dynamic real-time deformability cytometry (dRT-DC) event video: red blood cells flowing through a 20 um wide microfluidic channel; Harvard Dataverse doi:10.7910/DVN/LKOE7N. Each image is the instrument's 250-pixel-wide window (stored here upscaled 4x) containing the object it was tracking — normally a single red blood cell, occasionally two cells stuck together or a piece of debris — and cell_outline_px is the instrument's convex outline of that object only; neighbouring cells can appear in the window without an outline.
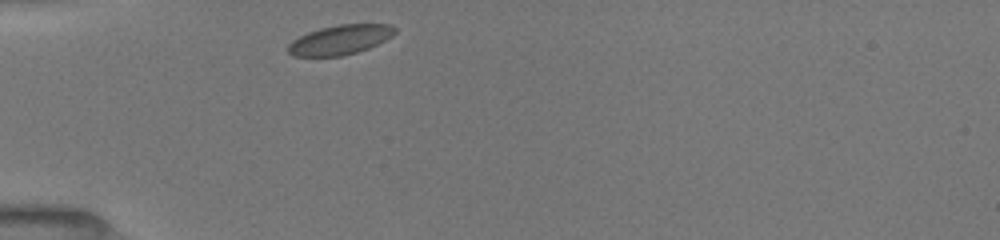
{"species": "common noctule bat (a hibernating species)", "species_latin": "Nyctalus noctula", "temperature_condition": "room temperature", "stored_images_in_passage": 37, "camera_frame_rate_fps": 3000, "um_per_image_px": 0.085, "animal": {"sex": "female", "body_mass_g": 19.5, "forearm_length_mm": 54.1}, "frame": {"image": 1, "passage_image": 1, "time_ms": 0.0, "image_size_px": [1000, 240], "cell_outline_px": [[396, 32], [392, 36], [368, 48], [356, 52], [340, 56], [292, 56], [288, 52], [288, 44], [292, 40], [308, 32], [320, 28], [340, 24], [392, 24], [396, 28]], "centroid_in_image_um": [28.9, 3.37], "position_along_channel_um": 56.1, "area_um2": 18.32}}
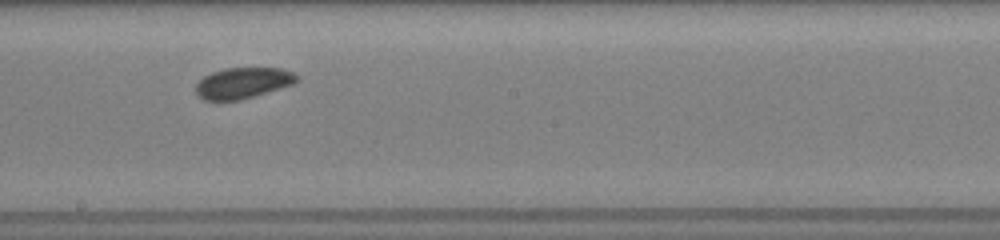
{"frame": {"image": 2, "passage_image": 15, "time_ms": 4.667, "image_size_px": [1000, 240], "cell_outline_px": [[300, 80], [292, 84], [280, 88], [240, 100], [204, 100], [196, 92], [196, 84], [204, 76], [212, 72], [224, 68], [280, 68], [292, 72], [300, 76]], "centroid_in_image_um": [20.67, 7.04], "position_along_channel_um": 227.5, "area_um2": 18.09}}
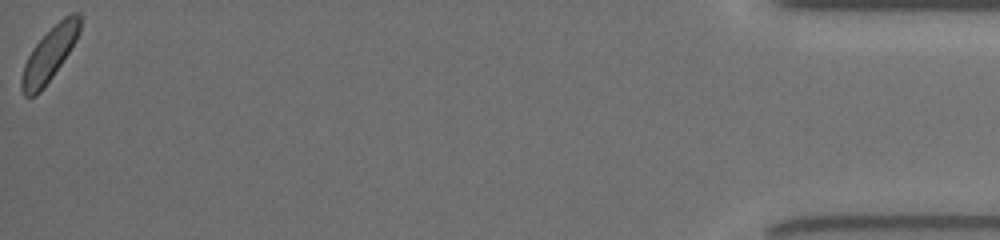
{"frame": {"image": 3, "passage_image": 37, "time_ms": 12.0, "image_size_px": [1000, 240], "cell_outline_px": [[80, 32], [76, 40], [44, 88], [36, 96], [24, 96], [20, 88], [20, 80], [24, 64], [32, 48], [64, 16], [72, 12], [80, 12]], "centroid_in_image_um": [4.18, 4.63], "position_along_channel_um": 431.0, "area_um2": 17.92}, "authors_computed_cell_mechanics": {"area_um2": 18.496, "velocity_mm_per_s": 3.9467, "shape_relaxation_time_tau1_ms": 1.6339, "shape_relaxation_time_tau2_ms": null, "deformation_change_tau1": 0.0472, "deformation_change_tau2": null}}